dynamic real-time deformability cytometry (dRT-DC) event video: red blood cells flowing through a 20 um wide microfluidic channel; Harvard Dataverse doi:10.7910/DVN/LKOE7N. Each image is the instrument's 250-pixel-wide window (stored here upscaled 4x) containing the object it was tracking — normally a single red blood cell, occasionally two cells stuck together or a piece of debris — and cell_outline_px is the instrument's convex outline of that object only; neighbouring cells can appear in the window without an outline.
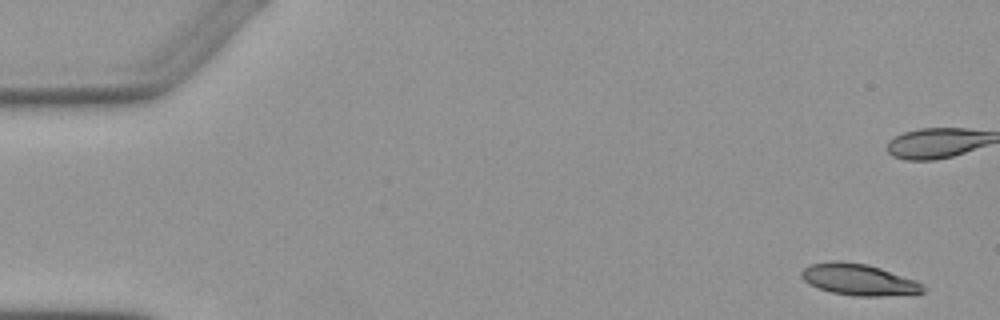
{"species": "Egyptian fruit bat (a non-hibernating species)", "species_latin": "Rousettus aegyptiacus", "temperature_condition": "warm", "stored_images_in_passage": 8, "camera_frame_rate_fps": 3000, "um_per_image_px": 0.085, "animal": {"sex": "female"}, "frame": {"image": 1, "passage_image": 1, "time_ms": 0.0, "image_size_px": [1000, 320], "cell_outline_px": [[924, 292], [916, 296], [856, 296], [832, 292], [808, 284], [800, 276], [800, 272], [804, 268], [812, 264], [832, 260], [840, 260], [868, 264], [916, 280], [924, 284]], "centroid_in_image_um": [73.06, 23.78], "position_along_channel_um": 11.9, "area_um2": 22.72}}
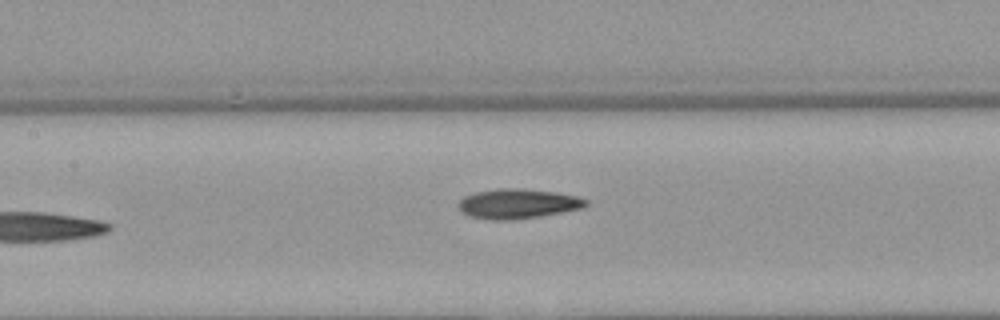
{"frame": {"image": 2, "passage_image": 8, "time_ms": 8.333, "image_size_px": [1000, 320], "cell_outline_px": [[588, 204], [584, 208], [540, 216], [516, 220], [488, 220], [468, 216], [460, 212], [460, 200], [464, 196], [476, 192], [504, 188], [516, 188], [556, 192], [576, 196], [588, 200]], "centroid_in_image_um": [44.02, 17.33], "position_along_channel_um": 163.4, "area_um2": 22.14}}